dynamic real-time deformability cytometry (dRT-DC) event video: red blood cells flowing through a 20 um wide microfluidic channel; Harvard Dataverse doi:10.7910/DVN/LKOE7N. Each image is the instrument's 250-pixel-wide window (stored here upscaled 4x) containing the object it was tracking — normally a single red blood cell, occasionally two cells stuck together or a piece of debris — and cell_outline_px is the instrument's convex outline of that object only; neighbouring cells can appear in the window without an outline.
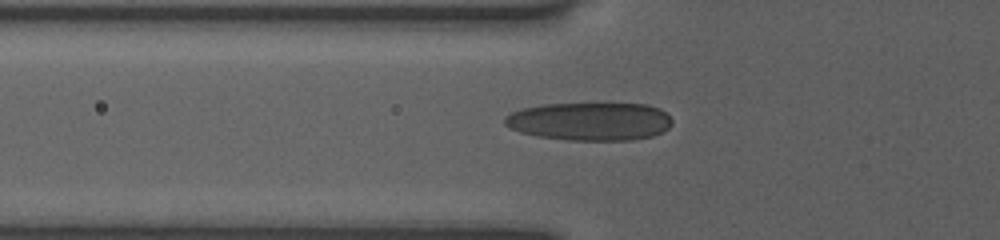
{"species": "human", "species_latin": "Homo sapiens", "temperature_condition": "room temperature", "stored_images_in_passage": 32, "camera_frame_rate_fps": 3000, "um_per_image_px": 0.085, "donor": {"sex": "female"}, "frame": {"image": 1, "passage_image": 2, "time_ms": 0.333, "image_size_px": [1000, 240], "cell_outline_px": [[672, 124], [668, 128], [652, 136], [632, 140], [568, 140], [536, 136], [520, 132], [504, 124], [504, 116], [512, 112], [524, 108], [544, 104], [648, 104], [660, 108], [672, 120]], "centroid_in_image_um": [50.14, 10.32], "position_along_channel_um": 75.7, "area_um2": 37.11}}
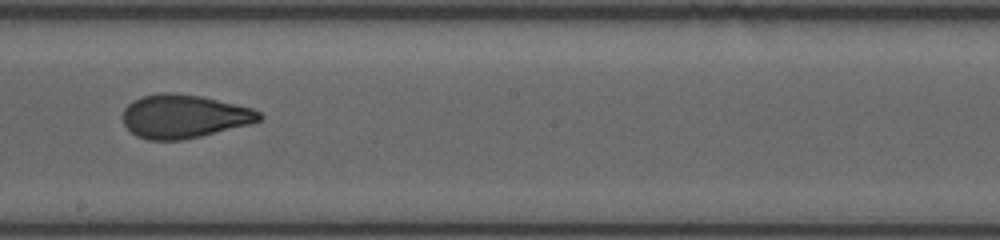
{"frame": {"image": 2, "passage_image": 14, "time_ms": 4.333, "image_size_px": [1000, 240], "cell_outline_px": [[264, 116], [260, 120], [248, 124], [200, 136], [180, 140], [148, 140], [136, 136], [124, 124], [124, 108], [132, 100], [140, 96], [160, 92], [172, 92], [200, 96], [252, 108], [260, 112]], "centroid_in_image_um": [15.6, 9.88], "position_along_channel_um": 232.6, "area_um2": 34.39}}
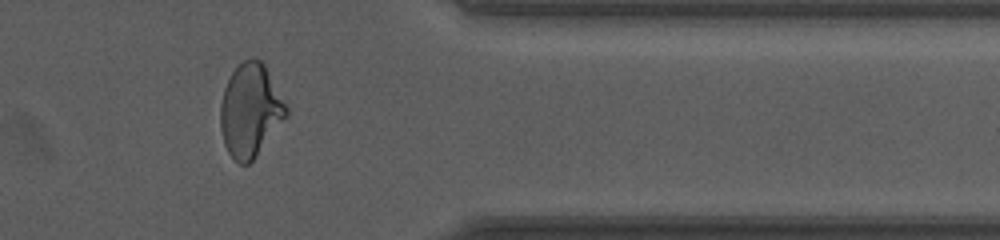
{"frame": {"image": 3, "passage_image": 27, "time_ms": 8.667, "image_size_px": [1000, 240], "cell_outline_px": [[288, 116], [256, 156], [248, 164], [240, 164], [228, 152], [224, 144], [220, 128], [220, 104], [224, 88], [232, 72], [244, 60], [252, 56], [260, 60], [264, 64], [288, 108]], "centroid_in_image_um": [21.27, 9.38], "position_along_channel_um": 390.1, "area_um2": 35.55}, "authors_computed_cell_mechanics": {"area_um2": 34.5933, "velocity_mm_per_s": 3.903, "shape_relaxation_time_tau1_ms": 7.9137, "shape_relaxation_time_tau2_ms": 1.0979, "deformation_change_tau1": 0.2043, "deformation_change_tau2": 0.0768}}